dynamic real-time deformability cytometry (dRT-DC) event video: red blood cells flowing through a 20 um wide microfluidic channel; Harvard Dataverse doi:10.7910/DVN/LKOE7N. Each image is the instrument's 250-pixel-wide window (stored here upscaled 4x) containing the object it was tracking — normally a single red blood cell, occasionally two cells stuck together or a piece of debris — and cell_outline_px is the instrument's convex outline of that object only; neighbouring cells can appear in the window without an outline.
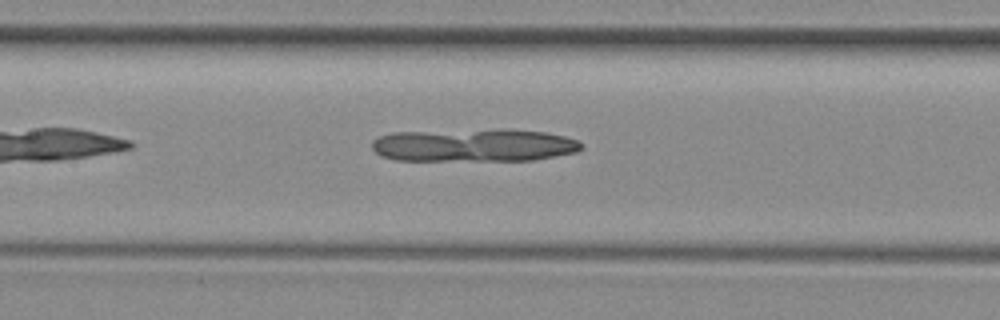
{"species": "common noctule bat (a hibernating species)", "species_latin": "Nyctalus noctula", "temperature_condition": "room temperature", "stored_images_in_passage": 36, "camera_frame_rate_fps": 3000, "um_per_image_px": 0.085, "animal": {"sex": "female", "body_mass_g": 29.2, "forearm_length_mm": 56.3}, "frame": {"image": 1, "passage_image": 8, "time_ms": 2.333, "image_size_px": [1000, 320], "cell_outline_px": [[584, 148], [576, 152], [556, 156], [532, 160], [396, 160], [380, 156], [372, 148], [372, 140], [380, 136], [392, 132], [544, 132], [564, 136], [576, 140]], "centroid_in_image_um": [40.23, 12.4], "position_along_channel_um": 167.2, "area_um2": 38.38}}